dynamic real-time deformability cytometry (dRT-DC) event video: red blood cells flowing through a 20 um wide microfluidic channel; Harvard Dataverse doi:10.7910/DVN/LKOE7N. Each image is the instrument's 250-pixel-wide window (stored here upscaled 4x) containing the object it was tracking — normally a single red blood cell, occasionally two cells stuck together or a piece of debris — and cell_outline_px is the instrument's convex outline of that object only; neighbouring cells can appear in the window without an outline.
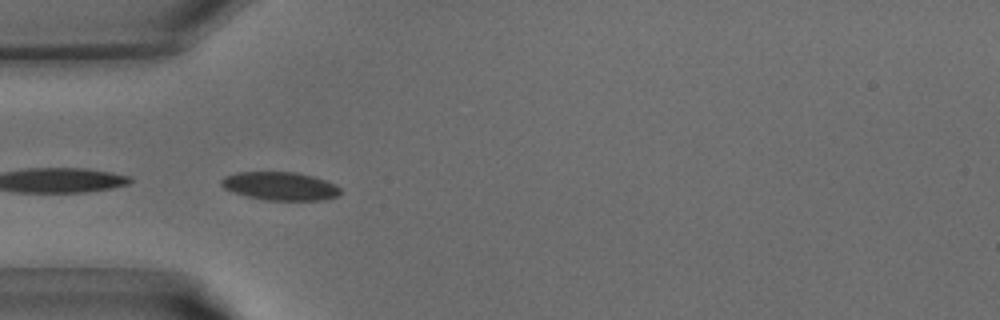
{"species": "common noctule bat (a hibernating species)", "species_latin": "Nyctalus noctula", "temperature_condition": "warm", "stored_images_in_passage": 14, "segment_of_instrument_passage": [2, 2], "camera_frame_rate_fps": 3000, "um_per_image_px": 0.085, "animal": {"sex": "male", "body_mass_g": 15.6}, "frame": {"image": 1, "passage_image": 12, "time_ms": 3.667, "image_size_px": [1000, 320], "cell_outline_px": [[340, 192], [336, 196], [320, 200], [264, 200], [248, 196], [224, 188], [220, 184], [220, 180], [224, 176], [236, 172], [296, 172], [312, 176], [336, 184], [340, 188]], "centroid_in_image_um": [23.79, 15.81], "position_along_channel_um": 61.2, "area_um2": 19.48}}